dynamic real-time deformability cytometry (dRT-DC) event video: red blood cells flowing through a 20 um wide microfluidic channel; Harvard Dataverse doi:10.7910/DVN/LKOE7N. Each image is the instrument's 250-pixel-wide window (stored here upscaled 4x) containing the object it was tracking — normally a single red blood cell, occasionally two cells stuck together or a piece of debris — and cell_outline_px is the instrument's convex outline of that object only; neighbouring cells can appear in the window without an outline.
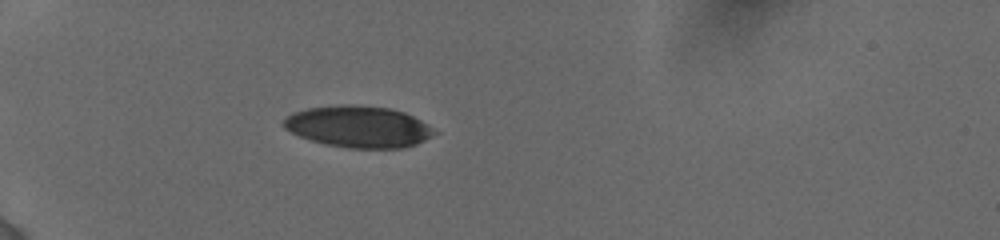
{"species": "human", "species_latin": "Homo sapiens", "temperature_condition": "cold", "stored_images_in_passage": 1, "camera_frame_rate_fps": 3000, "um_per_image_px": 0.085, "donor": {"sex": "female"}, "frame": {"image": 1, "passage_image": 1, "time_ms": 0.0, "image_size_px": [1000, 240], "cell_outline_px": [[440, 132], [416, 144], [404, 148], [348, 148], [324, 144], [300, 136], [284, 128], [280, 124], [280, 120], [292, 112], [308, 108], [340, 104], [352, 104], [392, 108], [404, 112], [420, 120]], "centroid_in_image_um": [30.45, 10.76], "position_along_channel_um": 54.6, "area_um2": 36.88}}